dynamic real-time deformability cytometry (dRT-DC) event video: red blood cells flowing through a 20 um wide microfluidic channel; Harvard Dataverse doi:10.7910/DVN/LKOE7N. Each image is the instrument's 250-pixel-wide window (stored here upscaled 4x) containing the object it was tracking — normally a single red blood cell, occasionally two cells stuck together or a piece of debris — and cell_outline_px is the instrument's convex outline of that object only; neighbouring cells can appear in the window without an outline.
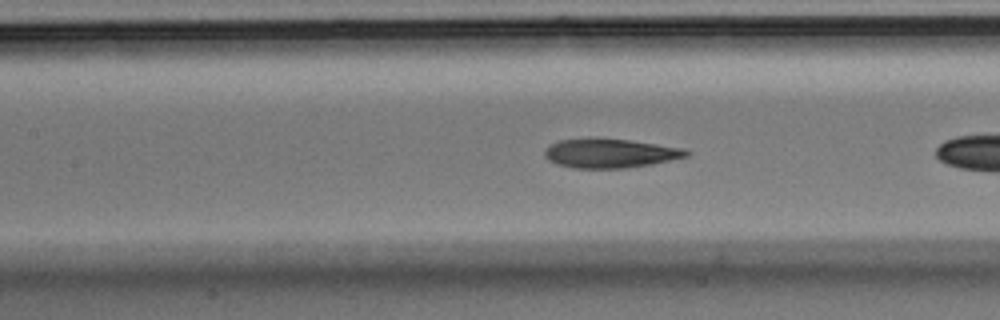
{"species": "Egyptian fruit bat (a non-hibernating species)", "species_latin": "Rousettus aegyptiacus", "temperature_condition": "room temperature", "stored_images_in_passage": 27, "camera_frame_rate_fps": 3000, "um_per_image_px": 0.085, "animal": {"sex": "male"}, "frame": {"image": 1, "passage_image": 8, "time_ms": 2.333, "image_size_px": [1000, 320], "cell_outline_px": [[692, 152], [688, 156], [652, 164], [624, 168], [572, 168], [556, 164], [548, 160], [544, 156], [544, 152], [552, 144], [560, 140], [632, 140], [684, 148]], "centroid_in_image_um": [51.91, 13.06], "position_along_channel_um": 155.5, "area_um2": 23.52}}